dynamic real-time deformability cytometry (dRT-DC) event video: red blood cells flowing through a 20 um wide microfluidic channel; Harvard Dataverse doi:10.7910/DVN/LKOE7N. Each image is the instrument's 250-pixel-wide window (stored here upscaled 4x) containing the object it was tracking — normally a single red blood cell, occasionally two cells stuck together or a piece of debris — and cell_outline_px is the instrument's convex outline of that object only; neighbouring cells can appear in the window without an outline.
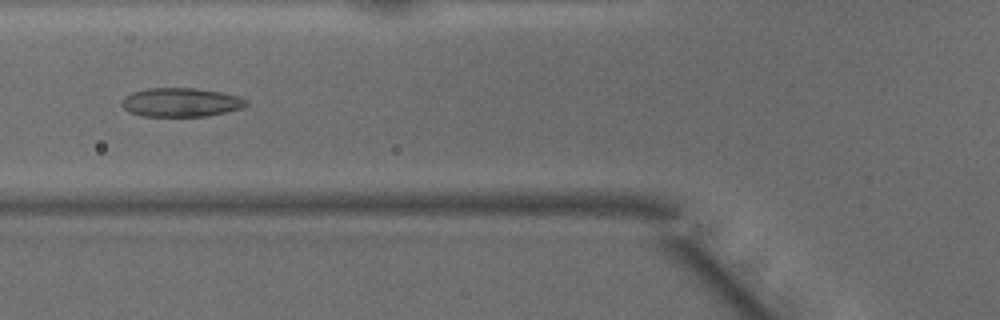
{"species": "common noctule bat (a hibernating species)", "species_latin": "Nyctalus noctula", "temperature_condition": "warm", "stored_images_in_passage": 35, "camera_frame_rate_fps": 3000, "um_per_image_px": 0.085, "animal": {"sex": "male", "body_mass_g": 15.6}, "frame": {"image": 1, "passage_image": 6, "time_ms": 1.667, "image_size_px": [1000, 320], "cell_outline_px": [[248, 104], [240, 108], [224, 112], [204, 116], [144, 116], [128, 112], [120, 104], [120, 100], [124, 96], [132, 92], [144, 88], [196, 88], [220, 92], [236, 96], [248, 100]], "centroid_in_image_um": [15.3, 8.69], "position_along_channel_um": 110.5, "area_um2": 20.92}}
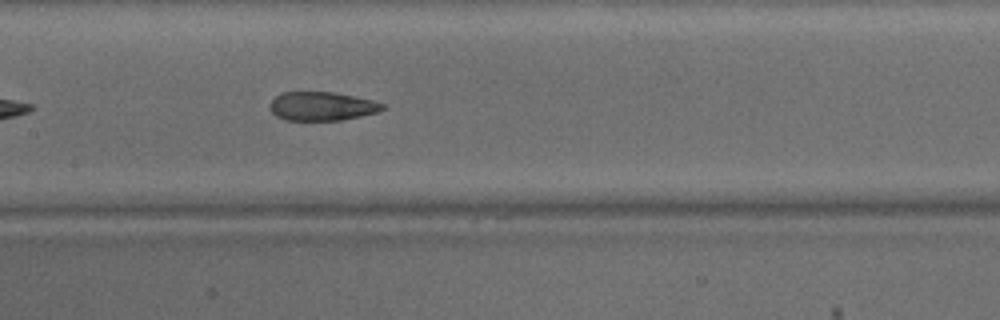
{"frame": {"image": 2, "passage_image": 11, "time_ms": 3.333, "image_size_px": [1000, 320], "cell_outline_px": [[388, 108], [376, 112], [360, 116], [340, 120], [284, 120], [276, 116], [272, 112], [268, 104], [280, 92], [332, 92], [372, 100], [384, 104]], "centroid_in_image_um": [27.33, 9.03], "position_along_channel_um": 180.1, "area_um2": 18.84}, "authors_computed_cell_mechanics": {"area_um2": 20.808, "velocity_mm_per_s": 4.155, "shape_relaxation_time_tau1_ms": 6.2473, "shape_relaxation_time_tau2_ms": 1.8837, "deformation_change_tau1": 0.176, "deformation_change_tau2": 0.0844}}